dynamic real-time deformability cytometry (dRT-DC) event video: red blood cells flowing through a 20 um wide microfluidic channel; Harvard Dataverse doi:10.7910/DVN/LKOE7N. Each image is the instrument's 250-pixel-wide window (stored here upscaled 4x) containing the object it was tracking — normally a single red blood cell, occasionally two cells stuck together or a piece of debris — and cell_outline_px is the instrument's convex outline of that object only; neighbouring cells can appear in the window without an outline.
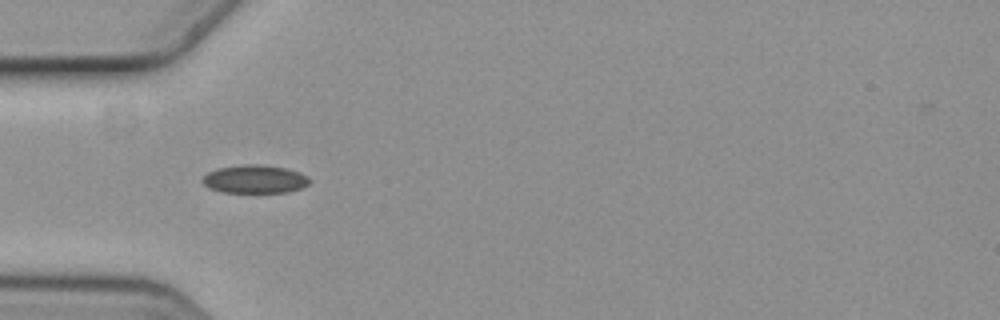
{"species": "common noctule bat (a hibernating species)", "species_latin": "Nyctalus noctula", "temperature_condition": "cold", "stored_images_in_passage": 10, "camera_frame_rate_fps": 3000, "um_per_image_px": 0.085, "animal": {"sex": "female", "body_mass_g": 19.3, "forearm_length_mm": 54.1}, "frame": {"image": 1, "passage_image": 1, "time_ms": 0.0, "image_size_px": [1000, 320], "cell_outline_px": [[312, 180], [308, 184], [300, 188], [288, 192], [224, 192], [208, 188], [200, 180], [208, 172], [220, 168], [244, 164], [256, 164], [288, 168], [300, 172], [308, 176]], "centroid_in_image_um": [21.68, 15.22], "position_along_channel_um": 63.3, "area_um2": 17.63}}
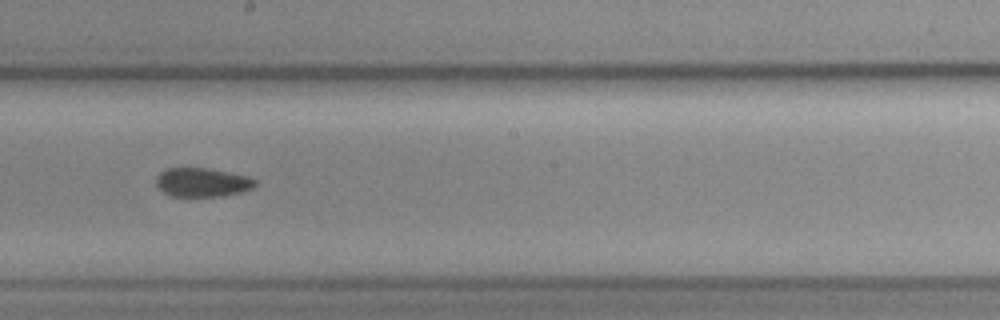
{"frame": {"image": 2, "passage_image": 5, "time_ms": 1.333, "image_size_px": [1000, 320], "cell_outline_px": [[256, 184], [252, 188], [240, 192], [220, 196], [172, 196], [164, 192], [156, 184], [156, 176], [164, 168], [208, 168], [248, 176], [256, 180]], "centroid_in_image_um": [17.17, 15.49], "position_along_channel_um": 231.0, "area_um2": 16.59}}
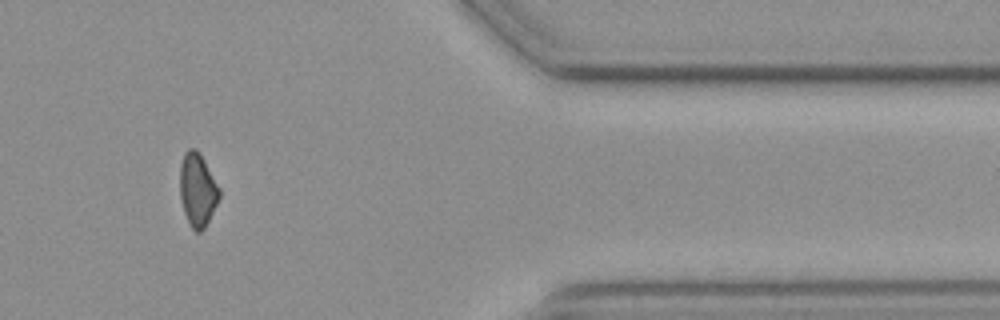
{"frame": {"image": 3, "passage_image": 9, "time_ms": 2.667, "image_size_px": [1000, 320], "cell_outline_px": [[220, 196], [204, 228], [200, 232], [196, 232], [188, 224], [184, 212], [180, 196], [180, 164], [184, 152], [188, 148], [196, 148], [200, 152], [220, 188]], "centroid_in_image_um": [16.78, 16.1], "position_along_channel_um": 394.6, "area_um2": 16.88}}